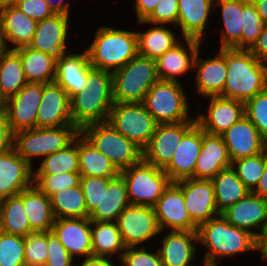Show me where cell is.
I'll return each mask as SVG.
<instances>
[{"label":"cell","instance_id":"cell-53","mask_svg":"<svg viewBox=\"0 0 267 266\" xmlns=\"http://www.w3.org/2000/svg\"><path fill=\"white\" fill-rule=\"evenodd\" d=\"M15 6L36 22L57 12L46 0H17Z\"/></svg>","mask_w":267,"mask_h":266},{"label":"cell","instance_id":"cell-63","mask_svg":"<svg viewBox=\"0 0 267 266\" xmlns=\"http://www.w3.org/2000/svg\"><path fill=\"white\" fill-rule=\"evenodd\" d=\"M17 0H0V9L6 6L15 5Z\"/></svg>","mask_w":267,"mask_h":266},{"label":"cell","instance_id":"cell-45","mask_svg":"<svg viewBox=\"0 0 267 266\" xmlns=\"http://www.w3.org/2000/svg\"><path fill=\"white\" fill-rule=\"evenodd\" d=\"M264 26L265 25L251 0H243L241 49L249 50L256 42Z\"/></svg>","mask_w":267,"mask_h":266},{"label":"cell","instance_id":"cell-6","mask_svg":"<svg viewBox=\"0 0 267 266\" xmlns=\"http://www.w3.org/2000/svg\"><path fill=\"white\" fill-rule=\"evenodd\" d=\"M80 133L108 157L119 172L143 159V150L118 132L108 121L86 125Z\"/></svg>","mask_w":267,"mask_h":266},{"label":"cell","instance_id":"cell-50","mask_svg":"<svg viewBox=\"0 0 267 266\" xmlns=\"http://www.w3.org/2000/svg\"><path fill=\"white\" fill-rule=\"evenodd\" d=\"M119 258L122 266H163L158 250L157 253H149L144 247L141 249L125 248Z\"/></svg>","mask_w":267,"mask_h":266},{"label":"cell","instance_id":"cell-55","mask_svg":"<svg viewBox=\"0 0 267 266\" xmlns=\"http://www.w3.org/2000/svg\"><path fill=\"white\" fill-rule=\"evenodd\" d=\"M249 51L262 63L267 64V25H265L259 34L256 42Z\"/></svg>","mask_w":267,"mask_h":266},{"label":"cell","instance_id":"cell-44","mask_svg":"<svg viewBox=\"0 0 267 266\" xmlns=\"http://www.w3.org/2000/svg\"><path fill=\"white\" fill-rule=\"evenodd\" d=\"M0 266H26L24 237L0 231Z\"/></svg>","mask_w":267,"mask_h":266},{"label":"cell","instance_id":"cell-54","mask_svg":"<svg viewBox=\"0 0 267 266\" xmlns=\"http://www.w3.org/2000/svg\"><path fill=\"white\" fill-rule=\"evenodd\" d=\"M14 134L10 130L5 112H0V154L13 147Z\"/></svg>","mask_w":267,"mask_h":266},{"label":"cell","instance_id":"cell-38","mask_svg":"<svg viewBox=\"0 0 267 266\" xmlns=\"http://www.w3.org/2000/svg\"><path fill=\"white\" fill-rule=\"evenodd\" d=\"M0 231L22 237L32 233L23 200L18 195L0 200Z\"/></svg>","mask_w":267,"mask_h":266},{"label":"cell","instance_id":"cell-62","mask_svg":"<svg viewBox=\"0 0 267 266\" xmlns=\"http://www.w3.org/2000/svg\"><path fill=\"white\" fill-rule=\"evenodd\" d=\"M6 47L7 46L5 44L4 36H3L1 29H0V56L8 49Z\"/></svg>","mask_w":267,"mask_h":266},{"label":"cell","instance_id":"cell-13","mask_svg":"<svg viewBox=\"0 0 267 266\" xmlns=\"http://www.w3.org/2000/svg\"><path fill=\"white\" fill-rule=\"evenodd\" d=\"M42 93L43 83L27 82L16 95L6 100L4 112L13 134L36 127Z\"/></svg>","mask_w":267,"mask_h":266},{"label":"cell","instance_id":"cell-30","mask_svg":"<svg viewBox=\"0 0 267 266\" xmlns=\"http://www.w3.org/2000/svg\"><path fill=\"white\" fill-rule=\"evenodd\" d=\"M198 243L197 231H171L158 248L163 266H190Z\"/></svg>","mask_w":267,"mask_h":266},{"label":"cell","instance_id":"cell-14","mask_svg":"<svg viewBox=\"0 0 267 266\" xmlns=\"http://www.w3.org/2000/svg\"><path fill=\"white\" fill-rule=\"evenodd\" d=\"M174 183L182 190L186 210L197 227L221 215L215 204L211 180L187 178Z\"/></svg>","mask_w":267,"mask_h":266},{"label":"cell","instance_id":"cell-1","mask_svg":"<svg viewBox=\"0 0 267 266\" xmlns=\"http://www.w3.org/2000/svg\"><path fill=\"white\" fill-rule=\"evenodd\" d=\"M227 77L219 95L246 102L267 89V64L248 49H226Z\"/></svg>","mask_w":267,"mask_h":266},{"label":"cell","instance_id":"cell-18","mask_svg":"<svg viewBox=\"0 0 267 266\" xmlns=\"http://www.w3.org/2000/svg\"><path fill=\"white\" fill-rule=\"evenodd\" d=\"M202 148V129L195 123L182 137L170 164L164 169L172 182L193 178Z\"/></svg>","mask_w":267,"mask_h":266},{"label":"cell","instance_id":"cell-21","mask_svg":"<svg viewBox=\"0 0 267 266\" xmlns=\"http://www.w3.org/2000/svg\"><path fill=\"white\" fill-rule=\"evenodd\" d=\"M209 98L208 115L196 117V123L203 131L221 135L245 116L244 102L222 96Z\"/></svg>","mask_w":267,"mask_h":266},{"label":"cell","instance_id":"cell-58","mask_svg":"<svg viewBox=\"0 0 267 266\" xmlns=\"http://www.w3.org/2000/svg\"><path fill=\"white\" fill-rule=\"evenodd\" d=\"M252 193L267 199V166L256 186V189L254 188Z\"/></svg>","mask_w":267,"mask_h":266},{"label":"cell","instance_id":"cell-57","mask_svg":"<svg viewBox=\"0 0 267 266\" xmlns=\"http://www.w3.org/2000/svg\"><path fill=\"white\" fill-rule=\"evenodd\" d=\"M109 257L89 256L80 266H114Z\"/></svg>","mask_w":267,"mask_h":266},{"label":"cell","instance_id":"cell-52","mask_svg":"<svg viewBox=\"0 0 267 266\" xmlns=\"http://www.w3.org/2000/svg\"><path fill=\"white\" fill-rule=\"evenodd\" d=\"M48 259L44 266H74L73 257L67 252L52 231L47 232Z\"/></svg>","mask_w":267,"mask_h":266},{"label":"cell","instance_id":"cell-20","mask_svg":"<svg viewBox=\"0 0 267 266\" xmlns=\"http://www.w3.org/2000/svg\"><path fill=\"white\" fill-rule=\"evenodd\" d=\"M69 13L56 12L51 17L37 22L32 42L28 45L34 50L56 56L65 51Z\"/></svg>","mask_w":267,"mask_h":266},{"label":"cell","instance_id":"cell-8","mask_svg":"<svg viewBox=\"0 0 267 266\" xmlns=\"http://www.w3.org/2000/svg\"><path fill=\"white\" fill-rule=\"evenodd\" d=\"M80 131L73 125L56 128H31L14 134L13 147L30 165L34 156H48L69 145Z\"/></svg>","mask_w":267,"mask_h":266},{"label":"cell","instance_id":"cell-11","mask_svg":"<svg viewBox=\"0 0 267 266\" xmlns=\"http://www.w3.org/2000/svg\"><path fill=\"white\" fill-rule=\"evenodd\" d=\"M116 223L126 248L136 247L162 232L151 206L130 204Z\"/></svg>","mask_w":267,"mask_h":266},{"label":"cell","instance_id":"cell-39","mask_svg":"<svg viewBox=\"0 0 267 266\" xmlns=\"http://www.w3.org/2000/svg\"><path fill=\"white\" fill-rule=\"evenodd\" d=\"M56 219L89 218L81 185L67 187L50 197Z\"/></svg>","mask_w":267,"mask_h":266},{"label":"cell","instance_id":"cell-12","mask_svg":"<svg viewBox=\"0 0 267 266\" xmlns=\"http://www.w3.org/2000/svg\"><path fill=\"white\" fill-rule=\"evenodd\" d=\"M195 123L196 121H184L157 124L148 145L143 149V160L157 168L165 169L172 161L183 135Z\"/></svg>","mask_w":267,"mask_h":266},{"label":"cell","instance_id":"cell-37","mask_svg":"<svg viewBox=\"0 0 267 266\" xmlns=\"http://www.w3.org/2000/svg\"><path fill=\"white\" fill-rule=\"evenodd\" d=\"M216 4L221 6L225 26L221 49H241L243 0H218Z\"/></svg>","mask_w":267,"mask_h":266},{"label":"cell","instance_id":"cell-42","mask_svg":"<svg viewBox=\"0 0 267 266\" xmlns=\"http://www.w3.org/2000/svg\"><path fill=\"white\" fill-rule=\"evenodd\" d=\"M66 172H79L78 135L65 148L44 157L34 175H57Z\"/></svg>","mask_w":267,"mask_h":266},{"label":"cell","instance_id":"cell-36","mask_svg":"<svg viewBox=\"0 0 267 266\" xmlns=\"http://www.w3.org/2000/svg\"><path fill=\"white\" fill-rule=\"evenodd\" d=\"M27 83L20 54L7 49L0 56V93L5 100L16 95Z\"/></svg>","mask_w":267,"mask_h":266},{"label":"cell","instance_id":"cell-56","mask_svg":"<svg viewBox=\"0 0 267 266\" xmlns=\"http://www.w3.org/2000/svg\"><path fill=\"white\" fill-rule=\"evenodd\" d=\"M160 0H136L138 21L145 20L155 9Z\"/></svg>","mask_w":267,"mask_h":266},{"label":"cell","instance_id":"cell-49","mask_svg":"<svg viewBox=\"0 0 267 266\" xmlns=\"http://www.w3.org/2000/svg\"><path fill=\"white\" fill-rule=\"evenodd\" d=\"M115 177L81 176L80 185L85 195L87 212L91 214L101 203L104 189H108L109 182Z\"/></svg>","mask_w":267,"mask_h":266},{"label":"cell","instance_id":"cell-34","mask_svg":"<svg viewBox=\"0 0 267 266\" xmlns=\"http://www.w3.org/2000/svg\"><path fill=\"white\" fill-rule=\"evenodd\" d=\"M211 181L214 187L215 204L220 214L251 192L238 177L235 167L218 172Z\"/></svg>","mask_w":267,"mask_h":266},{"label":"cell","instance_id":"cell-22","mask_svg":"<svg viewBox=\"0 0 267 266\" xmlns=\"http://www.w3.org/2000/svg\"><path fill=\"white\" fill-rule=\"evenodd\" d=\"M91 221L89 218L56 219L51 231L67 252L74 257L92 256Z\"/></svg>","mask_w":267,"mask_h":266},{"label":"cell","instance_id":"cell-19","mask_svg":"<svg viewBox=\"0 0 267 266\" xmlns=\"http://www.w3.org/2000/svg\"><path fill=\"white\" fill-rule=\"evenodd\" d=\"M34 171L14 147L0 154V200L18 195L33 184Z\"/></svg>","mask_w":267,"mask_h":266},{"label":"cell","instance_id":"cell-61","mask_svg":"<svg viewBox=\"0 0 267 266\" xmlns=\"http://www.w3.org/2000/svg\"><path fill=\"white\" fill-rule=\"evenodd\" d=\"M57 12H66L69 13V3L64 4V0H58L53 2V0H46Z\"/></svg>","mask_w":267,"mask_h":266},{"label":"cell","instance_id":"cell-15","mask_svg":"<svg viewBox=\"0 0 267 266\" xmlns=\"http://www.w3.org/2000/svg\"><path fill=\"white\" fill-rule=\"evenodd\" d=\"M74 126L71 99L56 82L43 84V93L37 111L36 127L56 128Z\"/></svg>","mask_w":267,"mask_h":266},{"label":"cell","instance_id":"cell-47","mask_svg":"<svg viewBox=\"0 0 267 266\" xmlns=\"http://www.w3.org/2000/svg\"><path fill=\"white\" fill-rule=\"evenodd\" d=\"M26 266H44L48 259L47 232H32L24 237Z\"/></svg>","mask_w":267,"mask_h":266},{"label":"cell","instance_id":"cell-60","mask_svg":"<svg viewBox=\"0 0 267 266\" xmlns=\"http://www.w3.org/2000/svg\"><path fill=\"white\" fill-rule=\"evenodd\" d=\"M256 7L264 25H267V0H251Z\"/></svg>","mask_w":267,"mask_h":266},{"label":"cell","instance_id":"cell-29","mask_svg":"<svg viewBox=\"0 0 267 266\" xmlns=\"http://www.w3.org/2000/svg\"><path fill=\"white\" fill-rule=\"evenodd\" d=\"M37 22L24 14L17 6H6L0 9V29L5 44L12 42L17 49L28 46L35 34Z\"/></svg>","mask_w":267,"mask_h":266},{"label":"cell","instance_id":"cell-64","mask_svg":"<svg viewBox=\"0 0 267 266\" xmlns=\"http://www.w3.org/2000/svg\"><path fill=\"white\" fill-rule=\"evenodd\" d=\"M5 104H6V100L3 98V96L0 93V112H4Z\"/></svg>","mask_w":267,"mask_h":266},{"label":"cell","instance_id":"cell-48","mask_svg":"<svg viewBox=\"0 0 267 266\" xmlns=\"http://www.w3.org/2000/svg\"><path fill=\"white\" fill-rule=\"evenodd\" d=\"M245 116L267 141V89L257 93L245 103Z\"/></svg>","mask_w":267,"mask_h":266},{"label":"cell","instance_id":"cell-31","mask_svg":"<svg viewBox=\"0 0 267 266\" xmlns=\"http://www.w3.org/2000/svg\"><path fill=\"white\" fill-rule=\"evenodd\" d=\"M214 0H178V21L183 38L201 41Z\"/></svg>","mask_w":267,"mask_h":266},{"label":"cell","instance_id":"cell-51","mask_svg":"<svg viewBox=\"0 0 267 266\" xmlns=\"http://www.w3.org/2000/svg\"><path fill=\"white\" fill-rule=\"evenodd\" d=\"M178 0H160L152 13L145 19L138 21L141 23L166 24L178 21Z\"/></svg>","mask_w":267,"mask_h":266},{"label":"cell","instance_id":"cell-16","mask_svg":"<svg viewBox=\"0 0 267 266\" xmlns=\"http://www.w3.org/2000/svg\"><path fill=\"white\" fill-rule=\"evenodd\" d=\"M154 212L162 230L166 226L171 231H197L198 227L189 216L182 190L172 182L153 206Z\"/></svg>","mask_w":267,"mask_h":266},{"label":"cell","instance_id":"cell-2","mask_svg":"<svg viewBox=\"0 0 267 266\" xmlns=\"http://www.w3.org/2000/svg\"><path fill=\"white\" fill-rule=\"evenodd\" d=\"M113 103L112 73L92 68L87 87L71 98L74 126L80 131L86 125L106 122Z\"/></svg>","mask_w":267,"mask_h":266},{"label":"cell","instance_id":"cell-7","mask_svg":"<svg viewBox=\"0 0 267 266\" xmlns=\"http://www.w3.org/2000/svg\"><path fill=\"white\" fill-rule=\"evenodd\" d=\"M130 204L153 207L172 183L164 169L143 159L120 172Z\"/></svg>","mask_w":267,"mask_h":266},{"label":"cell","instance_id":"cell-35","mask_svg":"<svg viewBox=\"0 0 267 266\" xmlns=\"http://www.w3.org/2000/svg\"><path fill=\"white\" fill-rule=\"evenodd\" d=\"M78 134L79 173L81 176L117 177L120 172L110 159Z\"/></svg>","mask_w":267,"mask_h":266},{"label":"cell","instance_id":"cell-17","mask_svg":"<svg viewBox=\"0 0 267 266\" xmlns=\"http://www.w3.org/2000/svg\"><path fill=\"white\" fill-rule=\"evenodd\" d=\"M221 136L232 162L267 150V141L246 116L234 123Z\"/></svg>","mask_w":267,"mask_h":266},{"label":"cell","instance_id":"cell-26","mask_svg":"<svg viewBox=\"0 0 267 266\" xmlns=\"http://www.w3.org/2000/svg\"><path fill=\"white\" fill-rule=\"evenodd\" d=\"M189 52L178 42L161 55L156 61L159 80L178 81L177 76L183 75L194 67L195 56L199 50L200 41L184 38Z\"/></svg>","mask_w":267,"mask_h":266},{"label":"cell","instance_id":"cell-5","mask_svg":"<svg viewBox=\"0 0 267 266\" xmlns=\"http://www.w3.org/2000/svg\"><path fill=\"white\" fill-rule=\"evenodd\" d=\"M112 76L113 99L121 103H142L149 89L159 80L156 61L139 54Z\"/></svg>","mask_w":267,"mask_h":266},{"label":"cell","instance_id":"cell-59","mask_svg":"<svg viewBox=\"0 0 267 266\" xmlns=\"http://www.w3.org/2000/svg\"><path fill=\"white\" fill-rule=\"evenodd\" d=\"M257 250L261 251L263 258L267 259V222L257 238Z\"/></svg>","mask_w":267,"mask_h":266},{"label":"cell","instance_id":"cell-9","mask_svg":"<svg viewBox=\"0 0 267 266\" xmlns=\"http://www.w3.org/2000/svg\"><path fill=\"white\" fill-rule=\"evenodd\" d=\"M142 103L157 124L196 121L188 117L189 106L179 81H156Z\"/></svg>","mask_w":267,"mask_h":266},{"label":"cell","instance_id":"cell-4","mask_svg":"<svg viewBox=\"0 0 267 266\" xmlns=\"http://www.w3.org/2000/svg\"><path fill=\"white\" fill-rule=\"evenodd\" d=\"M87 49L93 68L115 72L138 55L137 32L102 26Z\"/></svg>","mask_w":267,"mask_h":266},{"label":"cell","instance_id":"cell-41","mask_svg":"<svg viewBox=\"0 0 267 266\" xmlns=\"http://www.w3.org/2000/svg\"><path fill=\"white\" fill-rule=\"evenodd\" d=\"M138 54L157 60L179 41L170 29L163 26L152 27L146 32H137Z\"/></svg>","mask_w":267,"mask_h":266},{"label":"cell","instance_id":"cell-24","mask_svg":"<svg viewBox=\"0 0 267 266\" xmlns=\"http://www.w3.org/2000/svg\"><path fill=\"white\" fill-rule=\"evenodd\" d=\"M92 68L87 50L82 54L63 53L57 58L55 82L71 99L87 87L88 72Z\"/></svg>","mask_w":267,"mask_h":266},{"label":"cell","instance_id":"cell-32","mask_svg":"<svg viewBox=\"0 0 267 266\" xmlns=\"http://www.w3.org/2000/svg\"><path fill=\"white\" fill-rule=\"evenodd\" d=\"M21 58L22 68L27 82L52 83L55 82L57 57L22 46L15 49Z\"/></svg>","mask_w":267,"mask_h":266},{"label":"cell","instance_id":"cell-33","mask_svg":"<svg viewBox=\"0 0 267 266\" xmlns=\"http://www.w3.org/2000/svg\"><path fill=\"white\" fill-rule=\"evenodd\" d=\"M130 205L123 177L119 174L104 189L99 206L89 215L90 221L112 222Z\"/></svg>","mask_w":267,"mask_h":266},{"label":"cell","instance_id":"cell-43","mask_svg":"<svg viewBox=\"0 0 267 266\" xmlns=\"http://www.w3.org/2000/svg\"><path fill=\"white\" fill-rule=\"evenodd\" d=\"M236 164L235 169L238 177L244 185L252 192L253 187L257 186L266 166L267 150L254 156L244 157L232 162V167Z\"/></svg>","mask_w":267,"mask_h":266},{"label":"cell","instance_id":"cell-46","mask_svg":"<svg viewBox=\"0 0 267 266\" xmlns=\"http://www.w3.org/2000/svg\"><path fill=\"white\" fill-rule=\"evenodd\" d=\"M79 172H66L55 175H34L33 183L49 198L64 188L80 185Z\"/></svg>","mask_w":267,"mask_h":266},{"label":"cell","instance_id":"cell-27","mask_svg":"<svg viewBox=\"0 0 267 266\" xmlns=\"http://www.w3.org/2000/svg\"><path fill=\"white\" fill-rule=\"evenodd\" d=\"M23 200L32 232H49L56 220L50 198L34 183L18 194Z\"/></svg>","mask_w":267,"mask_h":266},{"label":"cell","instance_id":"cell-10","mask_svg":"<svg viewBox=\"0 0 267 266\" xmlns=\"http://www.w3.org/2000/svg\"><path fill=\"white\" fill-rule=\"evenodd\" d=\"M107 121L142 150L148 145L157 126L143 103L114 102Z\"/></svg>","mask_w":267,"mask_h":266},{"label":"cell","instance_id":"cell-40","mask_svg":"<svg viewBox=\"0 0 267 266\" xmlns=\"http://www.w3.org/2000/svg\"><path fill=\"white\" fill-rule=\"evenodd\" d=\"M92 256L111 257L125 251L120 231L116 222L91 221Z\"/></svg>","mask_w":267,"mask_h":266},{"label":"cell","instance_id":"cell-23","mask_svg":"<svg viewBox=\"0 0 267 266\" xmlns=\"http://www.w3.org/2000/svg\"><path fill=\"white\" fill-rule=\"evenodd\" d=\"M229 167H232V160L222 136L202 130V148L196 161L194 179L211 180Z\"/></svg>","mask_w":267,"mask_h":266},{"label":"cell","instance_id":"cell-28","mask_svg":"<svg viewBox=\"0 0 267 266\" xmlns=\"http://www.w3.org/2000/svg\"><path fill=\"white\" fill-rule=\"evenodd\" d=\"M198 53L199 50L194 60V67L199 65L196 75L197 91L207 97L219 96L227 77L226 49H220L216 58L201 61Z\"/></svg>","mask_w":267,"mask_h":266},{"label":"cell","instance_id":"cell-3","mask_svg":"<svg viewBox=\"0 0 267 266\" xmlns=\"http://www.w3.org/2000/svg\"><path fill=\"white\" fill-rule=\"evenodd\" d=\"M218 217L202 223L197 229L198 242L210 249L205 254L204 265L217 266L216 258L257 250V232H248L233 226L221 215Z\"/></svg>","mask_w":267,"mask_h":266},{"label":"cell","instance_id":"cell-25","mask_svg":"<svg viewBox=\"0 0 267 266\" xmlns=\"http://www.w3.org/2000/svg\"><path fill=\"white\" fill-rule=\"evenodd\" d=\"M230 224L248 232L251 228H260L261 234L267 222V199L250 192L221 213Z\"/></svg>","mask_w":267,"mask_h":266}]
</instances>
